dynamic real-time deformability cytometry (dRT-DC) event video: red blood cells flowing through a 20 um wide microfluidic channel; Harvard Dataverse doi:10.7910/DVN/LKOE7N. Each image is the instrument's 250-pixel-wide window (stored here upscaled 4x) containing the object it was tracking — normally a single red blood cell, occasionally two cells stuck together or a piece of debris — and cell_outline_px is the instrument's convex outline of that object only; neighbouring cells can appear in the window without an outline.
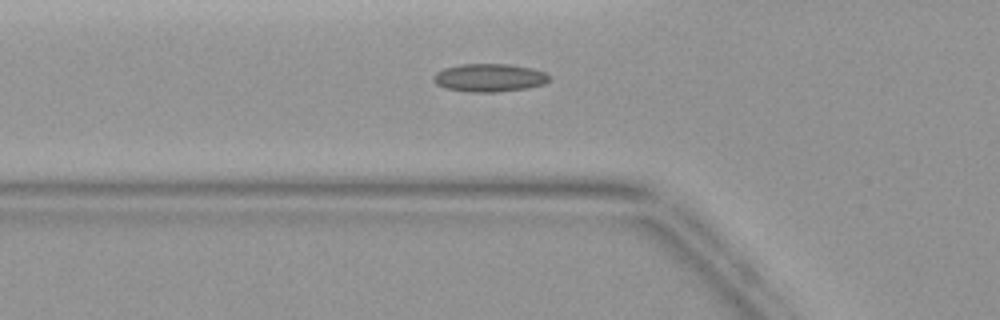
{"species": "common noctule bat (a hibernating species)", "species_latin": "Nyctalus noctula", "temperature_condition": "warm", "stored_images_in_passage": 45, "camera_frame_rate_fps": 3000, "um_per_image_px": 0.085, "animal": {"sex": "female", "body_mass_g": 19.9}, "frame": {"image": 1, "passage_image": 16, "time_ms": 5.0, "image_size_px": [1000, 320], "cell_outline_px": [[552, 76], [544, 84], [528, 88], [500, 92], [472, 92], [444, 88], [436, 84], [432, 80], [432, 76], [436, 72], [444, 68], [460, 64], [508, 64], [532, 68], [544, 72]], "centroid_in_image_um": [41.58, 6.61], "position_along_channel_um": 84.2, "area_um2": 19.13}}
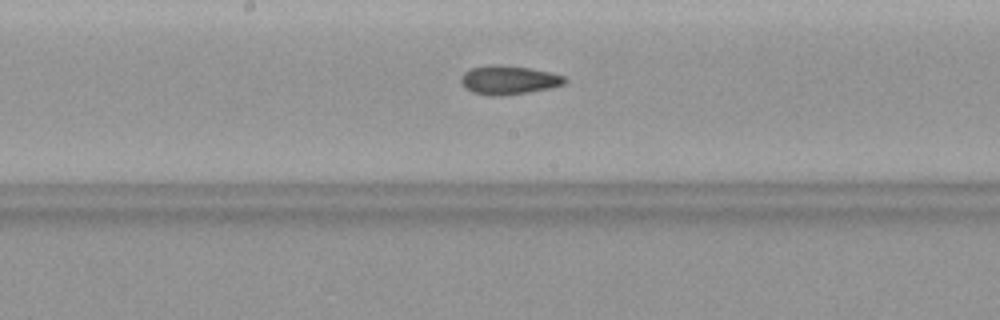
{"frame": {"image": 2, "passage_image": 24, "time_ms": 7.667, "image_size_px": [1000, 320], "cell_outline_px": [[568, 80], [564, 84], [552, 88], [504, 96], [488, 96], [472, 92], [464, 88], [460, 84], [460, 76], [464, 72], [472, 68], [488, 64], [500, 64], [532, 68], [552, 72], [564, 76]], "centroid_in_image_um": [43.22, 6.8], "position_along_channel_um": 205.0, "area_um2": 17.98}}
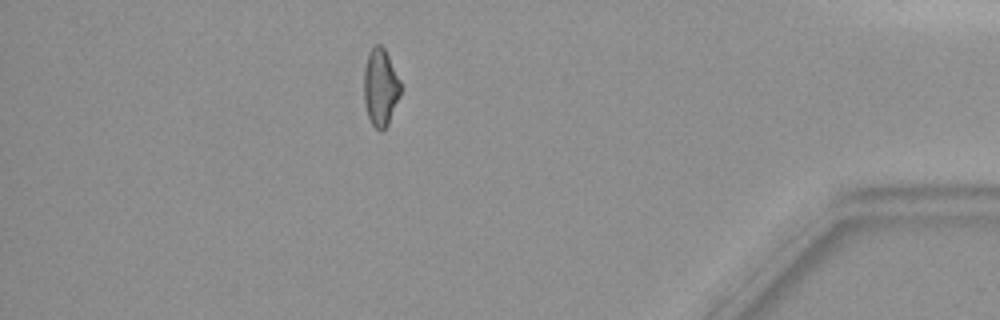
{"frame": {"image": 3, "passage_image": 40, "time_ms": 13.0, "image_size_px": [1000, 320], "cell_outline_px": [[400, 96], [388, 124], [384, 132], [380, 132], [372, 124], [368, 116], [364, 104], [364, 68], [368, 52], [376, 44], [380, 44], [384, 48], [400, 80]], "centroid_in_image_um": [32.33, 7.45], "position_along_channel_um": 402.9, "area_um2": 16.59}}